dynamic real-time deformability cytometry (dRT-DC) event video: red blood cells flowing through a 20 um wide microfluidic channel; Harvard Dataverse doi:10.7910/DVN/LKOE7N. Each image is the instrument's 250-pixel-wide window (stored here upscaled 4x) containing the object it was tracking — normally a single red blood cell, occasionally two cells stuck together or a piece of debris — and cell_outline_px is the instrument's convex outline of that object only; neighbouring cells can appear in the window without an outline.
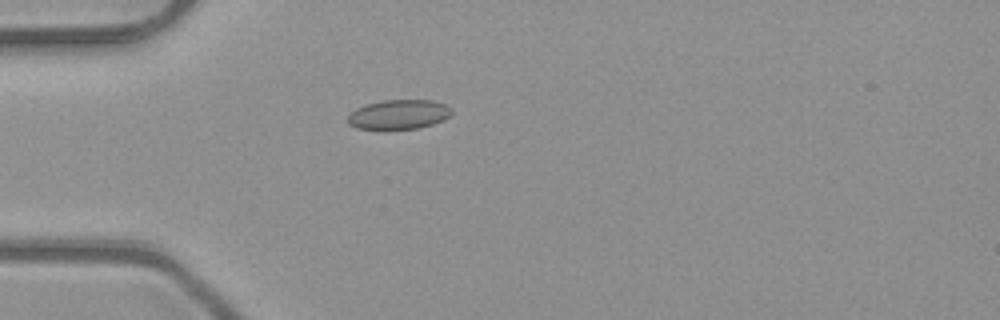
{"species": "common noctule bat (a hibernating species)", "species_latin": "Nyctalus noctula", "temperature_condition": "room temperature", "stored_images_in_passage": 1, "camera_frame_rate_fps": 3000, "um_per_image_px": 0.085, "animal": {"sex": "male", "body_mass_g": 23.1, "forearm_length_mm": 52.7}, "frame": {"image": 1, "passage_image": 1, "time_ms": 0.0, "image_size_px": [1000, 320], "cell_outline_px": [[452, 112], [444, 120], [432, 124], [416, 128], [384, 132], [356, 128], [348, 124], [348, 116], [356, 108], [368, 104], [384, 100], [432, 100], [444, 104], [452, 108]], "centroid_in_image_um": [33.86, 9.77], "position_along_channel_um": 51.1, "area_um2": 18.38}}